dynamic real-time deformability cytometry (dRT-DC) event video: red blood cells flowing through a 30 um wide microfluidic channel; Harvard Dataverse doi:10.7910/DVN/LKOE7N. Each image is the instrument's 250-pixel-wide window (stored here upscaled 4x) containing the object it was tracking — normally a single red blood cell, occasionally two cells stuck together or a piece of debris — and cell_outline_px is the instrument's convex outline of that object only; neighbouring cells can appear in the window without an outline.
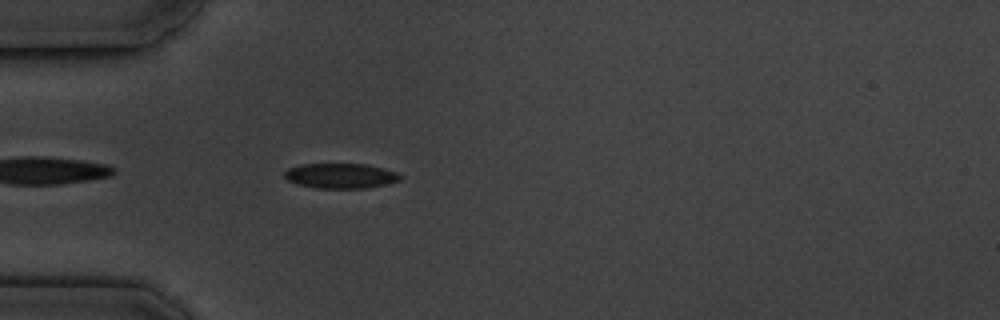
{"species": "common noctule bat (a hibernating species)", "species_latin": "Nyctalus noctula", "temperature_condition": "cold", "stored_images_in_passage": 5, "camera_frame_rate_fps": 3000, "um_per_image_px": 0.085, "animal": {"sex": "male", "body_mass_g": 19.5, "forearm_length_mm": 54.6}, "frame": {"image": 1, "passage_image": 5, "time_ms": 4.333, "image_size_px": [1000, 320], "cell_outline_px": [[404, 176], [400, 180], [368, 188], [316, 188], [300, 184], [288, 180], [284, 176], [284, 172], [288, 168], [300, 164], [368, 164], [384, 168], [396, 172]], "centroid_in_image_um": [28.98, 14.93], "position_along_channel_um": 56.0, "area_um2": 16.88}}